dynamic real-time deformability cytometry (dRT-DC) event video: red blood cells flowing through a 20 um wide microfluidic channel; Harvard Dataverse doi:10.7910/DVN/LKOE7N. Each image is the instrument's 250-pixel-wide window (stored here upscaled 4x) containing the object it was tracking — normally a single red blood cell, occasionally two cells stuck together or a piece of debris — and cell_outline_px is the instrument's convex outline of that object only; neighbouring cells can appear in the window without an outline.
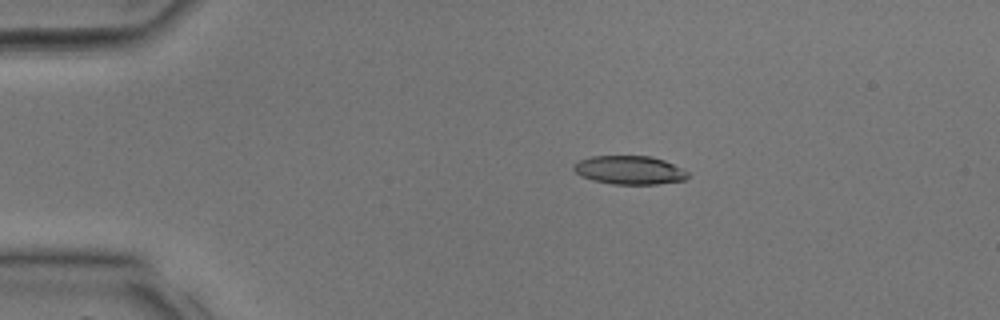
{"species": "common noctule bat (a hibernating species)", "species_latin": "Nyctalus noctula", "temperature_condition": "room temperature", "stored_images_in_passage": 29, "camera_frame_rate_fps": 3000, "um_per_image_px": 0.085, "animal": {"sex": "male", "body_mass_g": 17.9, "forearm_length_mm": 54.2}, "frame": {"image": 1, "passage_image": 2, "time_ms": 0.333, "image_size_px": [1000, 320], "cell_outline_px": [[688, 176], [684, 180], [656, 184], [612, 184], [592, 180], [580, 176], [572, 168], [572, 164], [580, 160], [592, 156], [652, 156], [664, 160], [688, 172]], "centroid_in_image_um": [53.46, 14.45], "position_along_channel_um": 31.5, "area_um2": 18.96}}
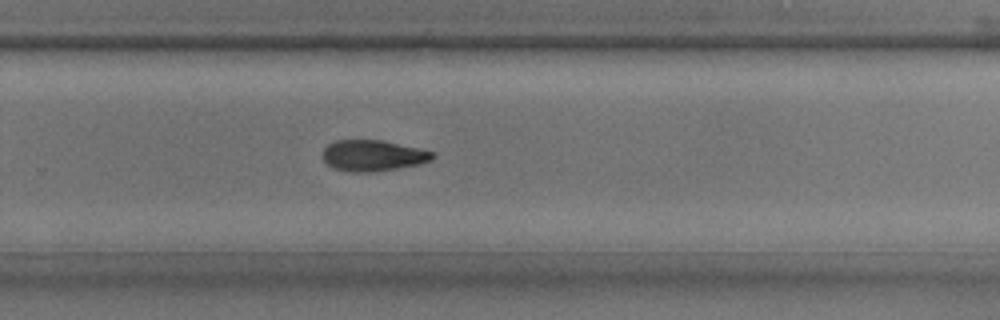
{"frame": {"image": 2, "passage_image": 18, "time_ms": 5.667, "image_size_px": [1000, 320], "cell_outline_px": [[436, 156], [432, 160], [420, 164], [400, 168], [372, 172], [352, 172], [332, 168], [320, 156], [324, 148], [328, 144], [336, 140], [380, 140], [436, 152]], "centroid_in_image_um": [31.7, 13.23], "position_along_channel_um": 298.1, "area_um2": 20.06}}
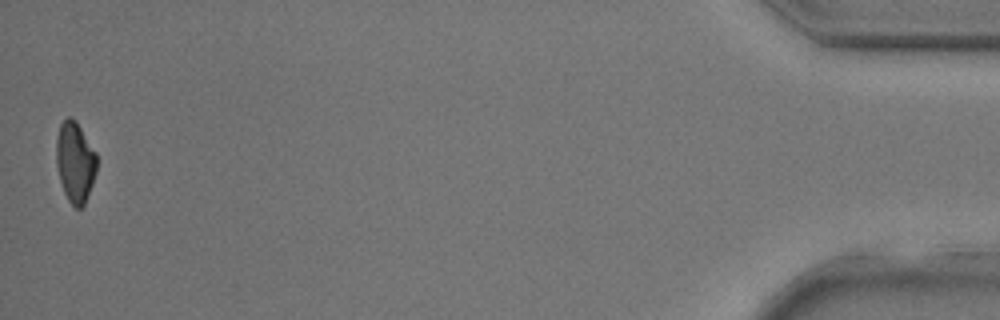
{"frame": {"image": 3, "passage_image": 29, "time_ms": 9.333, "image_size_px": [1000, 320], "cell_outline_px": [[96, 172], [92, 184], [84, 204], [80, 208], [76, 208], [68, 200], [64, 192], [60, 180], [56, 164], [56, 140], [60, 124], [68, 116], [72, 116], [76, 120], [96, 152]], "centroid_in_image_um": [6.38, 13.74], "position_along_channel_um": 428.8, "area_um2": 18.96}}